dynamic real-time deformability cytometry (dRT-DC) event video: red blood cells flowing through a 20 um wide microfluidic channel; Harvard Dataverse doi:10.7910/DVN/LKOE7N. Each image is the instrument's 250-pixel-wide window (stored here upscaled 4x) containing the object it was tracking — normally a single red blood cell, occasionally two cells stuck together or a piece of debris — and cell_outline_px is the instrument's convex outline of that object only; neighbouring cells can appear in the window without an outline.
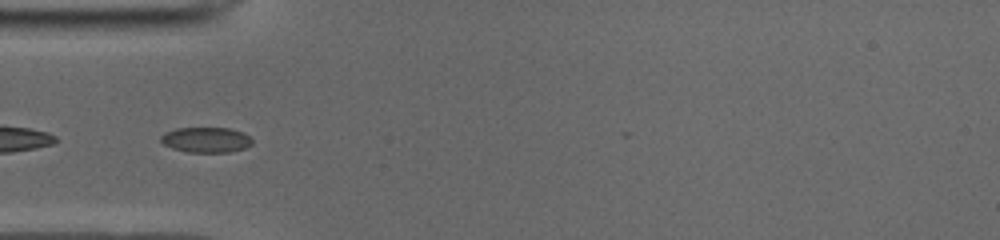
{"species": "common noctule bat (a hibernating species)", "species_latin": "Nyctalus noctula", "temperature_condition": "cold", "stored_images_in_passage": 41, "camera_frame_rate_fps": 3000, "um_per_image_px": 0.085, "animal": {"sex": "male", "body_mass_g": 19.0, "forearm_length_mm": 50.8}, "frame": {"image": 1, "passage_image": 15, "time_ms": 4.667, "image_size_px": [1000, 240], "cell_outline_px": [[252, 144], [244, 148], [228, 152], [188, 152], [172, 148], [164, 144], [160, 140], [160, 136], [164, 132], [176, 128], [228, 128], [244, 132], [252, 140]], "centroid_in_image_um": [17.49, 11.88], "position_along_channel_um": 67.5, "area_um2": 13.47}}
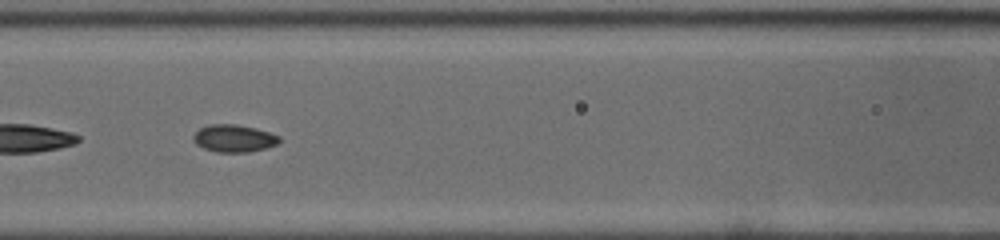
{"frame": {"image": 2, "passage_image": 21, "time_ms": 6.667, "image_size_px": [1000, 240], "cell_outline_px": [[280, 140], [276, 144], [264, 148], [248, 152], [216, 152], [204, 148], [196, 144], [192, 140], [192, 136], [200, 128], [208, 124], [236, 124], [256, 128], [280, 136]], "centroid_in_image_um": [19.85, 11.75], "position_along_channel_um": 146.8, "area_um2": 13.7}}
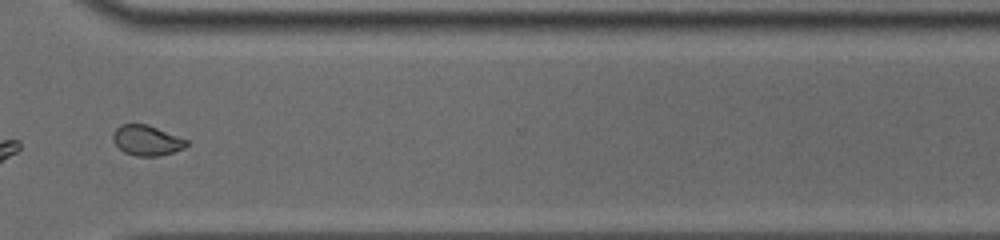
{"frame": {"image": 3, "passage_image": 37, "time_ms": 12.0, "image_size_px": [1000, 240], "cell_outline_px": [[188, 144], [184, 148], [160, 156], [136, 156], [124, 152], [112, 140], [112, 136], [116, 128], [120, 124], [148, 124], [188, 140]], "centroid_in_image_um": [12.47, 11.93], "position_along_channel_um": 358.1, "area_um2": 12.95}}